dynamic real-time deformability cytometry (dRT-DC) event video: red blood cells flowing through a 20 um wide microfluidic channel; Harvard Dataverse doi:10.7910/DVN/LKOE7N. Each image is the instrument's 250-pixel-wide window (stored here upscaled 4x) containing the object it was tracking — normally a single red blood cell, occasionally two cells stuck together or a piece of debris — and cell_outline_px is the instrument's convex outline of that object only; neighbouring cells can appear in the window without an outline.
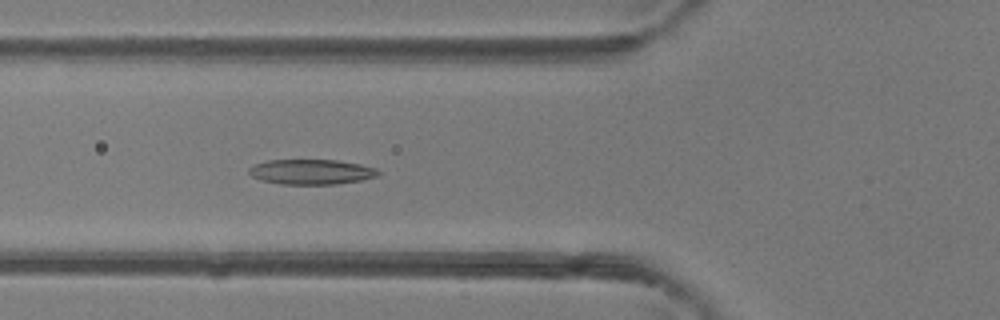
{"species": "common noctule bat (a hibernating species)", "species_latin": "Nyctalus noctula", "temperature_condition": "room temperature", "stored_images_in_passage": 33, "camera_frame_rate_fps": 3000, "um_per_image_px": 0.085, "animal": {"sex": "female"}, "frame": {"image": 1, "passage_image": 3, "time_ms": 0.667, "image_size_px": [1000, 320], "cell_outline_px": [[380, 176], [360, 180], [336, 184], [280, 184], [264, 180], [252, 176], [248, 172], [248, 168], [252, 164], [268, 160], [336, 160], [360, 164], [376, 168], [380, 172]], "centroid_in_image_um": [26.47, 14.6], "position_along_channel_um": 99.3, "area_um2": 18.9}}
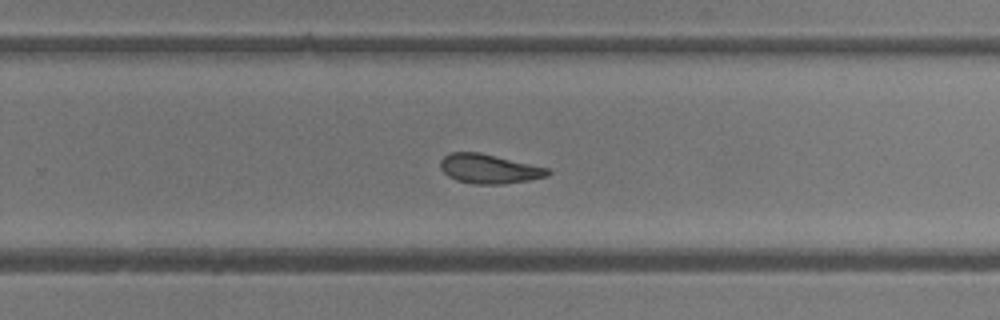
{"frame": {"image": 2, "passage_image": 16, "time_ms": 5.0, "image_size_px": [1000, 320], "cell_outline_px": [[552, 172], [548, 176], [528, 180], [504, 184], [472, 184], [456, 180], [448, 176], [440, 168], [440, 160], [448, 152], [480, 152], [548, 168]], "centroid_in_image_um": [41.55, 14.35], "position_along_channel_um": 288.3, "area_um2": 18.44}}
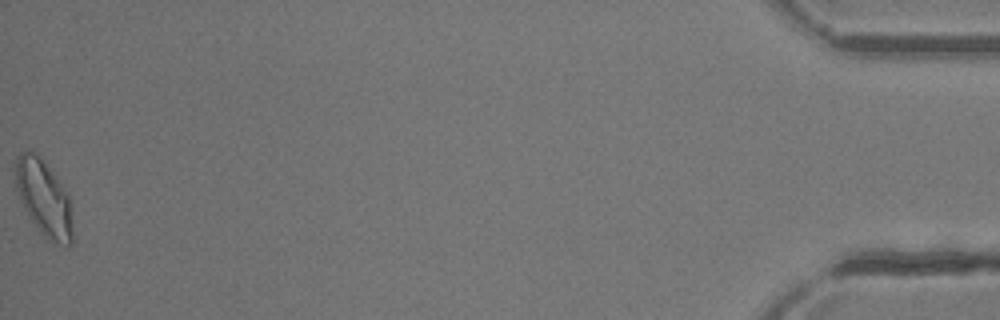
{"frame": {"image": 3, "passage_image": 33, "time_ms": 10.667, "image_size_px": [1000, 320], "cell_outline_px": [[72, 244], [68, 248], [48, 240], [44, 236], [28, 216], [20, 200], [16, 188], [16, 156], [20, 152], [32, 152], [44, 164], [60, 184], [68, 196], [72, 232]], "centroid_in_image_um": [3.71, 16.93], "position_along_channel_um": 431.5, "area_um2": 24.39}, "authors_computed_cell_mechanics": {"area_um2": 19.074, "velocity_mm_per_s": 4.3562, "shape_relaxation_time_tau1_ms": 3.5332, "shape_relaxation_time_tau2_ms": 2.5636, "deformation_change_tau1": 0.1279, "deformation_change_tau2": 0.1016}}